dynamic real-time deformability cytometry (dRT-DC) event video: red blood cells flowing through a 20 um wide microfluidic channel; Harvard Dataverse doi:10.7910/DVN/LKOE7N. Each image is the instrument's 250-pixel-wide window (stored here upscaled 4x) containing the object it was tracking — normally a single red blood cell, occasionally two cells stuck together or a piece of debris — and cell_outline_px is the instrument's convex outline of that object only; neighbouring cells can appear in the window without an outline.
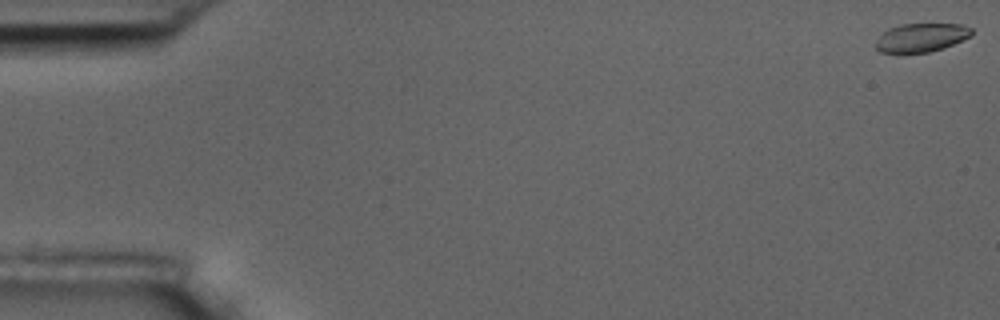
{"species": "common noctule bat (a hibernating species)", "species_latin": "Nyctalus noctula", "temperature_condition": "room temperature", "stored_images_in_passage": 15, "camera_frame_rate_fps": 3000, "um_per_image_px": 0.085, "animal": {"sex": "male", "body_mass_g": 17.5, "forearm_length_mm": 52.3}, "frame": {"image": 1, "passage_image": 1, "time_ms": 0.0, "image_size_px": [1000, 320], "cell_outline_px": [[972, 36], [944, 48], [928, 52], [880, 52], [876, 48], [876, 40], [888, 28], [900, 24], [960, 24], [972, 28]], "centroid_in_image_um": [78.33, 3.18], "position_along_channel_um": 6.7, "area_um2": 15.9}}
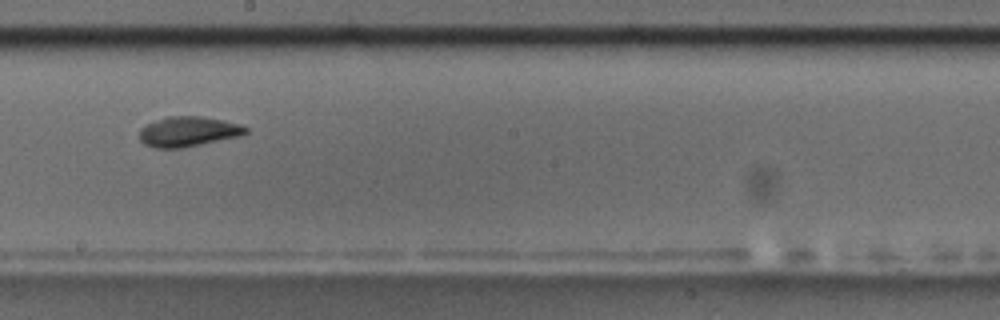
{"frame": {"image": 2, "passage_image": 9, "time_ms": 10.333, "image_size_px": [1000, 320], "cell_outline_px": [[248, 132], [240, 136], [180, 148], [152, 148], [144, 144], [140, 140], [140, 128], [148, 124], [168, 116], [200, 116], [240, 124], [248, 128]], "centroid_in_image_um": [15.99, 11.19], "position_along_channel_um": 232.2, "area_um2": 18.38}}
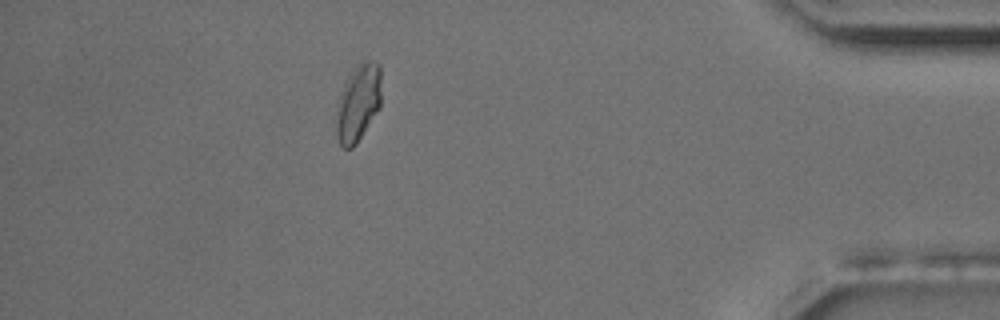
{"frame": {"image": 3, "passage_image": 14, "time_ms": 16.333, "image_size_px": [1000, 320], "cell_outline_px": [[380, 108], [356, 144], [352, 148], [344, 148], [340, 144], [336, 136], [336, 104], [340, 92], [348, 72], [360, 60], [368, 60], [380, 64]], "centroid_in_image_um": [30.41, 8.7], "position_along_channel_um": 404.8, "area_um2": 20.75}, "authors_computed_cell_mechanics": {"area_um2": 18.3804, "velocity_mm_per_s": 3.6315, "shape_relaxation_time_tau1_ms": 2.9431, "shape_relaxation_time_tau2_ms": null, "deformation_change_tau1": 0.1281, "deformation_change_tau2": null}}